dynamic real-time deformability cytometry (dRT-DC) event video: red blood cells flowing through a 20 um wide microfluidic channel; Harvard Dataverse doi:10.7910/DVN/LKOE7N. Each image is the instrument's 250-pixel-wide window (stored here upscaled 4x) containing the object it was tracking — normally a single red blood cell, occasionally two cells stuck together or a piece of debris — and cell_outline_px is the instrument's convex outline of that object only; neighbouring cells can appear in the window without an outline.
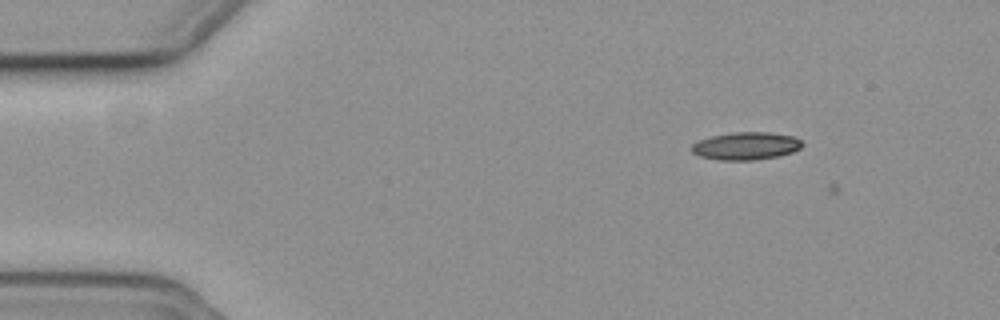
{"species": "common noctule bat (a hibernating species)", "species_latin": "Nyctalus noctula", "temperature_condition": "cold", "stored_images_in_passage": 3, "camera_frame_rate_fps": 3000, "um_per_image_px": 0.085, "animal": {"sex": "female", "body_mass_g": 19.3, "forearm_length_mm": 54.1}, "frame": {"image": 1, "passage_image": 2, "time_ms": 0.333, "image_size_px": [1000, 320], "cell_outline_px": [[804, 144], [800, 148], [792, 152], [776, 156], [756, 160], [720, 160], [700, 156], [692, 152], [688, 148], [692, 144], [700, 140], [712, 136], [732, 132], [768, 132], [792, 136], [800, 140]], "centroid_in_image_um": [63.38, 12.4], "position_along_channel_um": 21.6, "area_um2": 17.8}}